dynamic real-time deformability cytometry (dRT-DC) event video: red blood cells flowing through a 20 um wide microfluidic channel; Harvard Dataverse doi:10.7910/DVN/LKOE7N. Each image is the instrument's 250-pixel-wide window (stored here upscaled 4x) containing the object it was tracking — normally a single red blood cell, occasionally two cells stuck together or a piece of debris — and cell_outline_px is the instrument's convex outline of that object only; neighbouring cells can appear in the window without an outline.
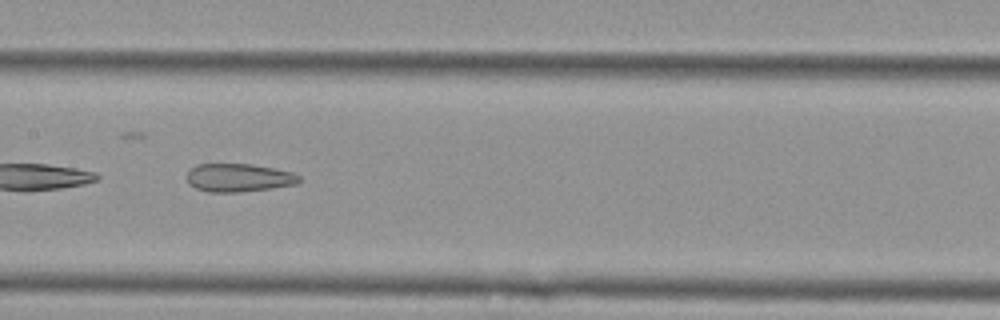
{"species": "Egyptian fruit bat (a non-hibernating species)", "species_latin": "Rousettus aegyptiacus", "temperature_condition": "cold", "stored_images_in_passage": 33, "camera_frame_rate_fps": 3000, "um_per_image_px": 0.085, "animal": {"sex": "female"}, "frame": {"image": 1, "passage_image": 28, "time_ms": 9.0, "image_size_px": [1000, 320], "cell_outline_px": [[300, 180], [296, 184], [272, 188], [240, 192], [208, 192], [196, 188], [188, 184], [188, 172], [196, 164], [252, 164], [292, 172], [300, 176]], "centroid_in_image_um": [20.28, 15.11], "position_along_channel_um": 187.1, "area_um2": 18.38}}